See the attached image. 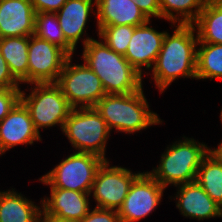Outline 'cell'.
Returning <instances> with one entry per match:
<instances>
[{"label": "cell", "mask_w": 222, "mask_h": 222, "mask_svg": "<svg viewBox=\"0 0 222 222\" xmlns=\"http://www.w3.org/2000/svg\"><path fill=\"white\" fill-rule=\"evenodd\" d=\"M175 25L172 35L166 32L162 48L151 68L152 77L161 94L177 78H197L198 35L196 29L193 24Z\"/></svg>", "instance_id": "cell-1"}, {"label": "cell", "mask_w": 222, "mask_h": 222, "mask_svg": "<svg viewBox=\"0 0 222 222\" xmlns=\"http://www.w3.org/2000/svg\"><path fill=\"white\" fill-rule=\"evenodd\" d=\"M82 39V59L99 77L106 94H128L143 88V75L99 38Z\"/></svg>", "instance_id": "cell-2"}, {"label": "cell", "mask_w": 222, "mask_h": 222, "mask_svg": "<svg viewBox=\"0 0 222 222\" xmlns=\"http://www.w3.org/2000/svg\"><path fill=\"white\" fill-rule=\"evenodd\" d=\"M143 88L128 94H106L94 106L110 131L133 134L152 125L162 124L158 114L150 110Z\"/></svg>", "instance_id": "cell-3"}, {"label": "cell", "mask_w": 222, "mask_h": 222, "mask_svg": "<svg viewBox=\"0 0 222 222\" xmlns=\"http://www.w3.org/2000/svg\"><path fill=\"white\" fill-rule=\"evenodd\" d=\"M182 138L168 145L161 154L159 165L148 172L165 188L170 184L177 186L195 181L202 159L212 149L194 138Z\"/></svg>", "instance_id": "cell-4"}, {"label": "cell", "mask_w": 222, "mask_h": 222, "mask_svg": "<svg viewBox=\"0 0 222 222\" xmlns=\"http://www.w3.org/2000/svg\"><path fill=\"white\" fill-rule=\"evenodd\" d=\"M62 132L77 152L95 154L105 161L110 129L95 107L73 108Z\"/></svg>", "instance_id": "cell-5"}, {"label": "cell", "mask_w": 222, "mask_h": 222, "mask_svg": "<svg viewBox=\"0 0 222 222\" xmlns=\"http://www.w3.org/2000/svg\"><path fill=\"white\" fill-rule=\"evenodd\" d=\"M29 95L21 90L20 101L27 108L33 125L40 129L60 126L61 131L73 109L56 83L34 84Z\"/></svg>", "instance_id": "cell-6"}, {"label": "cell", "mask_w": 222, "mask_h": 222, "mask_svg": "<svg viewBox=\"0 0 222 222\" xmlns=\"http://www.w3.org/2000/svg\"><path fill=\"white\" fill-rule=\"evenodd\" d=\"M104 161L95 154L75 151L40 177L39 181L50 188L90 194L96 172Z\"/></svg>", "instance_id": "cell-7"}, {"label": "cell", "mask_w": 222, "mask_h": 222, "mask_svg": "<svg viewBox=\"0 0 222 222\" xmlns=\"http://www.w3.org/2000/svg\"><path fill=\"white\" fill-rule=\"evenodd\" d=\"M69 56L63 66L56 84L72 108L94 107L106 95L99 77L83 64H72Z\"/></svg>", "instance_id": "cell-8"}, {"label": "cell", "mask_w": 222, "mask_h": 222, "mask_svg": "<svg viewBox=\"0 0 222 222\" xmlns=\"http://www.w3.org/2000/svg\"><path fill=\"white\" fill-rule=\"evenodd\" d=\"M104 161L96 172L90 195L97 208L117 210L122 206L131 184L142 173H133L126 167L109 166ZM93 193V194H92Z\"/></svg>", "instance_id": "cell-9"}, {"label": "cell", "mask_w": 222, "mask_h": 222, "mask_svg": "<svg viewBox=\"0 0 222 222\" xmlns=\"http://www.w3.org/2000/svg\"><path fill=\"white\" fill-rule=\"evenodd\" d=\"M69 55L34 34L28 45V84L56 83Z\"/></svg>", "instance_id": "cell-10"}, {"label": "cell", "mask_w": 222, "mask_h": 222, "mask_svg": "<svg viewBox=\"0 0 222 222\" xmlns=\"http://www.w3.org/2000/svg\"><path fill=\"white\" fill-rule=\"evenodd\" d=\"M165 189L148 171L141 173L118 209L120 221L138 222L146 218L160 204Z\"/></svg>", "instance_id": "cell-11"}, {"label": "cell", "mask_w": 222, "mask_h": 222, "mask_svg": "<svg viewBox=\"0 0 222 222\" xmlns=\"http://www.w3.org/2000/svg\"><path fill=\"white\" fill-rule=\"evenodd\" d=\"M42 141L25 105L19 100L0 121V156L17 145H32Z\"/></svg>", "instance_id": "cell-12"}, {"label": "cell", "mask_w": 222, "mask_h": 222, "mask_svg": "<svg viewBox=\"0 0 222 222\" xmlns=\"http://www.w3.org/2000/svg\"><path fill=\"white\" fill-rule=\"evenodd\" d=\"M148 25L150 21L135 27L124 56L142 75L146 73L144 68L150 70L153 67L167 32H159Z\"/></svg>", "instance_id": "cell-13"}, {"label": "cell", "mask_w": 222, "mask_h": 222, "mask_svg": "<svg viewBox=\"0 0 222 222\" xmlns=\"http://www.w3.org/2000/svg\"><path fill=\"white\" fill-rule=\"evenodd\" d=\"M50 197L40 200L42 216L82 220L90 210L89 193L50 188Z\"/></svg>", "instance_id": "cell-14"}, {"label": "cell", "mask_w": 222, "mask_h": 222, "mask_svg": "<svg viewBox=\"0 0 222 222\" xmlns=\"http://www.w3.org/2000/svg\"><path fill=\"white\" fill-rule=\"evenodd\" d=\"M35 14L31 0H0V38L33 35Z\"/></svg>", "instance_id": "cell-15"}, {"label": "cell", "mask_w": 222, "mask_h": 222, "mask_svg": "<svg viewBox=\"0 0 222 222\" xmlns=\"http://www.w3.org/2000/svg\"><path fill=\"white\" fill-rule=\"evenodd\" d=\"M178 188L174 197L181 215L191 219L205 220L222 217V207L218 205L196 182L175 186Z\"/></svg>", "instance_id": "cell-16"}, {"label": "cell", "mask_w": 222, "mask_h": 222, "mask_svg": "<svg viewBox=\"0 0 222 222\" xmlns=\"http://www.w3.org/2000/svg\"><path fill=\"white\" fill-rule=\"evenodd\" d=\"M97 31L104 26H141L150 20L134 0H96Z\"/></svg>", "instance_id": "cell-17"}, {"label": "cell", "mask_w": 222, "mask_h": 222, "mask_svg": "<svg viewBox=\"0 0 222 222\" xmlns=\"http://www.w3.org/2000/svg\"><path fill=\"white\" fill-rule=\"evenodd\" d=\"M94 1V2H93ZM96 0H67L56 15L65 39L76 49L77 43L86 35V24L94 12Z\"/></svg>", "instance_id": "cell-18"}, {"label": "cell", "mask_w": 222, "mask_h": 222, "mask_svg": "<svg viewBox=\"0 0 222 222\" xmlns=\"http://www.w3.org/2000/svg\"><path fill=\"white\" fill-rule=\"evenodd\" d=\"M11 190L0 195V222H42V207Z\"/></svg>", "instance_id": "cell-19"}, {"label": "cell", "mask_w": 222, "mask_h": 222, "mask_svg": "<svg viewBox=\"0 0 222 222\" xmlns=\"http://www.w3.org/2000/svg\"><path fill=\"white\" fill-rule=\"evenodd\" d=\"M28 45L29 37L0 38L1 54L21 84H28Z\"/></svg>", "instance_id": "cell-20"}, {"label": "cell", "mask_w": 222, "mask_h": 222, "mask_svg": "<svg viewBox=\"0 0 222 222\" xmlns=\"http://www.w3.org/2000/svg\"><path fill=\"white\" fill-rule=\"evenodd\" d=\"M195 181L222 207V158L213 149L202 159Z\"/></svg>", "instance_id": "cell-21"}, {"label": "cell", "mask_w": 222, "mask_h": 222, "mask_svg": "<svg viewBox=\"0 0 222 222\" xmlns=\"http://www.w3.org/2000/svg\"><path fill=\"white\" fill-rule=\"evenodd\" d=\"M193 25L198 43L222 44V8L214 0H207Z\"/></svg>", "instance_id": "cell-22"}, {"label": "cell", "mask_w": 222, "mask_h": 222, "mask_svg": "<svg viewBox=\"0 0 222 222\" xmlns=\"http://www.w3.org/2000/svg\"><path fill=\"white\" fill-rule=\"evenodd\" d=\"M207 0H160L161 19L172 24H193Z\"/></svg>", "instance_id": "cell-23"}, {"label": "cell", "mask_w": 222, "mask_h": 222, "mask_svg": "<svg viewBox=\"0 0 222 222\" xmlns=\"http://www.w3.org/2000/svg\"><path fill=\"white\" fill-rule=\"evenodd\" d=\"M196 79L222 80V44L198 43Z\"/></svg>", "instance_id": "cell-24"}, {"label": "cell", "mask_w": 222, "mask_h": 222, "mask_svg": "<svg viewBox=\"0 0 222 222\" xmlns=\"http://www.w3.org/2000/svg\"><path fill=\"white\" fill-rule=\"evenodd\" d=\"M34 35L47 40L63 49L69 56L75 48L65 39L56 13L40 12L35 14Z\"/></svg>", "instance_id": "cell-25"}, {"label": "cell", "mask_w": 222, "mask_h": 222, "mask_svg": "<svg viewBox=\"0 0 222 222\" xmlns=\"http://www.w3.org/2000/svg\"><path fill=\"white\" fill-rule=\"evenodd\" d=\"M134 29L132 25L104 26L98 31V38L117 54L125 56Z\"/></svg>", "instance_id": "cell-26"}, {"label": "cell", "mask_w": 222, "mask_h": 222, "mask_svg": "<svg viewBox=\"0 0 222 222\" xmlns=\"http://www.w3.org/2000/svg\"><path fill=\"white\" fill-rule=\"evenodd\" d=\"M20 88H0V121H2L10 110L20 100Z\"/></svg>", "instance_id": "cell-27"}, {"label": "cell", "mask_w": 222, "mask_h": 222, "mask_svg": "<svg viewBox=\"0 0 222 222\" xmlns=\"http://www.w3.org/2000/svg\"><path fill=\"white\" fill-rule=\"evenodd\" d=\"M81 222H121L117 210L94 207Z\"/></svg>", "instance_id": "cell-28"}, {"label": "cell", "mask_w": 222, "mask_h": 222, "mask_svg": "<svg viewBox=\"0 0 222 222\" xmlns=\"http://www.w3.org/2000/svg\"><path fill=\"white\" fill-rule=\"evenodd\" d=\"M19 84L21 83L12 75L9 66L3 58L0 50V88H21Z\"/></svg>", "instance_id": "cell-29"}, {"label": "cell", "mask_w": 222, "mask_h": 222, "mask_svg": "<svg viewBox=\"0 0 222 222\" xmlns=\"http://www.w3.org/2000/svg\"><path fill=\"white\" fill-rule=\"evenodd\" d=\"M67 2V0H31L35 13H56Z\"/></svg>", "instance_id": "cell-30"}, {"label": "cell", "mask_w": 222, "mask_h": 222, "mask_svg": "<svg viewBox=\"0 0 222 222\" xmlns=\"http://www.w3.org/2000/svg\"><path fill=\"white\" fill-rule=\"evenodd\" d=\"M138 8L150 20L151 17L161 18L160 0H134Z\"/></svg>", "instance_id": "cell-31"}, {"label": "cell", "mask_w": 222, "mask_h": 222, "mask_svg": "<svg viewBox=\"0 0 222 222\" xmlns=\"http://www.w3.org/2000/svg\"><path fill=\"white\" fill-rule=\"evenodd\" d=\"M42 222H81V220L62 219L54 216H42Z\"/></svg>", "instance_id": "cell-32"}, {"label": "cell", "mask_w": 222, "mask_h": 222, "mask_svg": "<svg viewBox=\"0 0 222 222\" xmlns=\"http://www.w3.org/2000/svg\"><path fill=\"white\" fill-rule=\"evenodd\" d=\"M213 150L222 158V148H213Z\"/></svg>", "instance_id": "cell-33"}, {"label": "cell", "mask_w": 222, "mask_h": 222, "mask_svg": "<svg viewBox=\"0 0 222 222\" xmlns=\"http://www.w3.org/2000/svg\"><path fill=\"white\" fill-rule=\"evenodd\" d=\"M220 118H221V122H222V109H221V112H220ZM221 146H222V142L219 143L217 148H220Z\"/></svg>", "instance_id": "cell-34"}, {"label": "cell", "mask_w": 222, "mask_h": 222, "mask_svg": "<svg viewBox=\"0 0 222 222\" xmlns=\"http://www.w3.org/2000/svg\"><path fill=\"white\" fill-rule=\"evenodd\" d=\"M222 8V0H214Z\"/></svg>", "instance_id": "cell-35"}]
</instances>
